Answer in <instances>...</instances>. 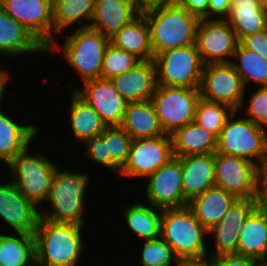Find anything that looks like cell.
<instances>
[{
    "label": "cell",
    "instance_id": "d590c367",
    "mask_svg": "<svg viewBox=\"0 0 267 266\" xmlns=\"http://www.w3.org/2000/svg\"><path fill=\"white\" fill-rule=\"evenodd\" d=\"M234 111L226 104L208 101L201 97L196 106L194 122L218 138Z\"/></svg>",
    "mask_w": 267,
    "mask_h": 266
},
{
    "label": "cell",
    "instance_id": "b9f144b4",
    "mask_svg": "<svg viewBox=\"0 0 267 266\" xmlns=\"http://www.w3.org/2000/svg\"><path fill=\"white\" fill-rule=\"evenodd\" d=\"M212 266H257L258 260L238 254L211 257Z\"/></svg>",
    "mask_w": 267,
    "mask_h": 266
},
{
    "label": "cell",
    "instance_id": "44dd1931",
    "mask_svg": "<svg viewBox=\"0 0 267 266\" xmlns=\"http://www.w3.org/2000/svg\"><path fill=\"white\" fill-rule=\"evenodd\" d=\"M36 52L46 53L47 48L0 7V55L12 58Z\"/></svg>",
    "mask_w": 267,
    "mask_h": 266
},
{
    "label": "cell",
    "instance_id": "d6a6232c",
    "mask_svg": "<svg viewBox=\"0 0 267 266\" xmlns=\"http://www.w3.org/2000/svg\"><path fill=\"white\" fill-rule=\"evenodd\" d=\"M94 3L95 0H52L55 38L57 33L63 35V30L74 26L75 22L78 28H89ZM83 19L88 20V23H84Z\"/></svg>",
    "mask_w": 267,
    "mask_h": 266
},
{
    "label": "cell",
    "instance_id": "836d02e7",
    "mask_svg": "<svg viewBox=\"0 0 267 266\" xmlns=\"http://www.w3.org/2000/svg\"><path fill=\"white\" fill-rule=\"evenodd\" d=\"M235 60L230 63L241 76L245 88L254 82L259 87H267V60L258 53L244 48L240 43L233 54Z\"/></svg>",
    "mask_w": 267,
    "mask_h": 266
},
{
    "label": "cell",
    "instance_id": "f35d334b",
    "mask_svg": "<svg viewBox=\"0 0 267 266\" xmlns=\"http://www.w3.org/2000/svg\"><path fill=\"white\" fill-rule=\"evenodd\" d=\"M248 99L246 107V118L256 123L258 126L267 128V87H258Z\"/></svg>",
    "mask_w": 267,
    "mask_h": 266
},
{
    "label": "cell",
    "instance_id": "4dcf8cb0",
    "mask_svg": "<svg viewBox=\"0 0 267 266\" xmlns=\"http://www.w3.org/2000/svg\"><path fill=\"white\" fill-rule=\"evenodd\" d=\"M71 92L72 100L68 113H70L72 136L78 144L83 143L87 138L101 134L107 126L94 108L90 107L73 90Z\"/></svg>",
    "mask_w": 267,
    "mask_h": 266
},
{
    "label": "cell",
    "instance_id": "83f0119b",
    "mask_svg": "<svg viewBox=\"0 0 267 266\" xmlns=\"http://www.w3.org/2000/svg\"><path fill=\"white\" fill-rule=\"evenodd\" d=\"M110 43L134 55L140 61L154 59L148 23L142 13L113 35L110 38Z\"/></svg>",
    "mask_w": 267,
    "mask_h": 266
},
{
    "label": "cell",
    "instance_id": "7402d4cb",
    "mask_svg": "<svg viewBox=\"0 0 267 266\" xmlns=\"http://www.w3.org/2000/svg\"><path fill=\"white\" fill-rule=\"evenodd\" d=\"M183 197L189 202L215 185L214 153L181 157Z\"/></svg>",
    "mask_w": 267,
    "mask_h": 266
},
{
    "label": "cell",
    "instance_id": "816d5d0a",
    "mask_svg": "<svg viewBox=\"0 0 267 266\" xmlns=\"http://www.w3.org/2000/svg\"><path fill=\"white\" fill-rule=\"evenodd\" d=\"M257 266H267V259L259 261Z\"/></svg>",
    "mask_w": 267,
    "mask_h": 266
},
{
    "label": "cell",
    "instance_id": "e575fe53",
    "mask_svg": "<svg viewBox=\"0 0 267 266\" xmlns=\"http://www.w3.org/2000/svg\"><path fill=\"white\" fill-rule=\"evenodd\" d=\"M103 140L107 149V168L113 173H119L130 152L132 138L121 126L106 127Z\"/></svg>",
    "mask_w": 267,
    "mask_h": 266
},
{
    "label": "cell",
    "instance_id": "9c48e42d",
    "mask_svg": "<svg viewBox=\"0 0 267 266\" xmlns=\"http://www.w3.org/2000/svg\"><path fill=\"white\" fill-rule=\"evenodd\" d=\"M200 98L199 88L156 85L151 101L165 134L171 135L194 122Z\"/></svg>",
    "mask_w": 267,
    "mask_h": 266
},
{
    "label": "cell",
    "instance_id": "ab89813d",
    "mask_svg": "<svg viewBox=\"0 0 267 266\" xmlns=\"http://www.w3.org/2000/svg\"><path fill=\"white\" fill-rule=\"evenodd\" d=\"M81 144L86 147L84 157H87L89 160L107 169V149L106 142L103 140V132L99 135L87 138Z\"/></svg>",
    "mask_w": 267,
    "mask_h": 266
},
{
    "label": "cell",
    "instance_id": "7a4b0ae2",
    "mask_svg": "<svg viewBox=\"0 0 267 266\" xmlns=\"http://www.w3.org/2000/svg\"><path fill=\"white\" fill-rule=\"evenodd\" d=\"M82 228L39 217L33 233L36 266H77L85 250Z\"/></svg>",
    "mask_w": 267,
    "mask_h": 266
},
{
    "label": "cell",
    "instance_id": "603a6c76",
    "mask_svg": "<svg viewBox=\"0 0 267 266\" xmlns=\"http://www.w3.org/2000/svg\"><path fill=\"white\" fill-rule=\"evenodd\" d=\"M236 199L233 194L214 185L191 199L187 207L201 225L209 231L222 220Z\"/></svg>",
    "mask_w": 267,
    "mask_h": 266
},
{
    "label": "cell",
    "instance_id": "ffe728a7",
    "mask_svg": "<svg viewBox=\"0 0 267 266\" xmlns=\"http://www.w3.org/2000/svg\"><path fill=\"white\" fill-rule=\"evenodd\" d=\"M110 80L128 103L149 100L157 85L154 61H141L128 72Z\"/></svg>",
    "mask_w": 267,
    "mask_h": 266
},
{
    "label": "cell",
    "instance_id": "f907efd6",
    "mask_svg": "<svg viewBox=\"0 0 267 266\" xmlns=\"http://www.w3.org/2000/svg\"><path fill=\"white\" fill-rule=\"evenodd\" d=\"M5 91H6L5 88H2V89L0 90V106L4 104V103L1 102V101H3V97H4V94H5V93H4Z\"/></svg>",
    "mask_w": 267,
    "mask_h": 266
},
{
    "label": "cell",
    "instance_id": "d6986e66",
    "mask_svg": "<svg viewBox=\"0 0 267 266\" xmlns=\"http://www.w3.org/2000/svg\"><path fill=\"white\" fill-rule=\"evenodd\" d=\"M140 13L136 0H95L89 28L110 39Z\"/></svg>",
    "mask_w": 267,
    "mask_h": 266
},
{
    "label": "cell",
    "instance_id": "681fc988",
    "mask_svg": "<svg viewBox=\"0 0 267 266\" xmlns=\"http://www.w3.org/2000/svg\"><path fill=\"white\" fill-rule=\"evenodd\" d=\"M258 207L264 212L267 217V192H259Z\"/></svg>",
    "mask_w": 267,
    "mask_h": 266
},
{
    "label": "cell",
    "instance_id": "52a82bcc",
    "mask_svg": "<svg viewBox=\"0 0 267 266\" xmlns=\"http://www.w3.org/2000/svg\"><path fill=\"white\" fill-rule=\"evenodd\" d=\"M237 113L234 111L222 128L216 152L244 158L261 168L267 160L266 129L246 117H236Z\"/></svg>",
    "mask_w": 267,
    "mask_h": 266
},
{
    "label": "cell",
    "instance_id": "484cf974",
    "mask_svg": "<svg viewBox=\"0 0 267 266\" xmlns=\"http://www.w3.org/2000/svg\"><path fill=\"white\" fill-rule=\"evenodd\" d=\"M121 127L132 140L166 135L151 99L128 103Z\"/></svg>",
    "mask_w": 267,
    "mask_h": 266
},
{
    "label": "cell",
    "instance_id": "8fae6325",
    "mask_svg": "<svg viewBox=\"0 0 267 266\" xmlns=\"http://www.w3.org/2000/svg\"><path fill=\"white\" fill-rule=\"evenodd\" d=\"M199 90L203 99L226 104L235 111L246 105L247 89L230 62L204 65Z\"/></svg>",
    "mask_w": 267,
    "mask_h": 266
},
{
    "label": "cell",
    "instance_id": "4fadbf2b",
    "mask_svg": "<svg viewBox=\"0 0 267 266\" xmlns=\"http://www.w3.org/2000/svg\"><path fill=\"white\" fill-rule=\"evenodd\" d=\"M238 43L226 19H200L196 46L204 65L231 62Z\"/></svg>",
    "mask_w": 267,
    "mask_h": 266
},
{
    "label": "cell",
    "instance_id": "6da1fadb",
    "mask_svg": "<svg viewBox=\"0 0 267 266\" xmlns=\"http://www.w3.org/2000/svg\"><path fill=\"white\" fill-rule=\"evenodd\" d=\"M141 13L148 23L154 57L166 50L196 44L200 18L179 3L153 5Z\"/></svg>",
    "mask_w": 267,
    "mask_h": 266
},
{
    "label": "cell",
    "instance_id": "8992f818",
    "mask_svg": "<svg viewBox=\"0 0 267 266\" xmlns=\"http://www.w3.org/2000/svg\"><path fill=\"white\" fill-rule=\"evenodd\" d=\"M29 147L18 153L6 166L10 171L9 179L39 209L51 188L57 165Z\"/></svg>",
    "mask_w": 267,
    "mask_h": 266
},
{
    "label": "cell",
    "instance_id": "74e56055",
    "mask_svg": "<svg viewBox=\"0 0 267 266\" xmlns=\"http://www.w3.org/2000/svg\"><path fill=\"white\" fill-rule=\"evenodd\" d=\"M142 247L141 256L137 258L141 266H173L177 261L172 248L161 237L144 240Z\"/></svg>",
    "mask_w": 267,
    "mask_h": 266
},
{
    "label": "cell",
    "instance_id": "d4e9b609",
    "mask_svg": "<svg viewBox=\"0 0 267 266\" xmlns=\"http://www.w3.org/2000/svg\"><path fill=\"white\" fill-rule=\"evenodd\" d=\"M0 106V160L6 165L25 150L38 134L36 124L21 125L3 112Z\"/></svg>",
    "mask_w": 267,
    "mask_h": 266
},
{
    "label": "cell",
    "instance_id": "f5cc1de1",
    "mask_svg": "<svg viewBox=\"0 0 267 266\" xmlns=\"http://www.w3.org/2000/svg\"><path fill=\"white\" fill-rule=\"evenodd\" d=\"M263 3H264V5H265V7L267 9V0H263Z\"/></svg>",
    "mask_w": 267,
    "mask_h": 266
},
{
    "label": "cell",
    "instance_id": "7c38bea8",
    "mask_svg": "<svg viewBox=\"0 0 267 266\" xmlns=\"http://www.w3.org/2000/svg\"><path fill=\"white\" fill-rule=\"evenodd\" d=\"M172 157L174 156L171 135L134 139L119 175L130 179H146Z\"/></svg>",
    "mask_w": 267,
    "mask_h": 266
},
{
    "label": "cell",
    "instance_id": "ac0fdd59",
    "mask_svg": "<svg viewBox=\"0 0 267 266\" xmlns=\"http://www.w3.org/2000/svg\"><path fill=\"white\" fill-rule=\"evenodd\" d=\"M39 209L28 201L10 180L0 182V218L11 232L33 234L39 220Z\"/></svg>",
    "mask_w": 267,
    "mask_h": 266
},
{
    "label": "cell",
    "instance_id": "bcb514c9",
    "mask_svg": "<svg viewBox=\"0 0 267 266\" xmlns=\"http://www.w3.org/2000/svg\"><path fill=\"white\" fill-rule=\"evenodd\" d=\"M136 1L141 10L153 5L178 3V0H136Z\"/></svg>",
    "mask_w": 267,
    "mask_h": 266
},
{
    "label": "cell",
    "instance_id": "30bf717a",
    "mask_svg": "<svg viewBox=\"0 0 267 266\" xmlns=\"http://www.w3.org/2000/svg\"><path fill=\"white\" fill-rule=\"evenodd\" d=\"M215 186L236 198H258L261 168L241 157L214 153Z\"/></svg>",
    "mask_w": 267,
    "mask_h": 266
},
{
    "label": "cell",
    "instance_id": "e0dca14e",
    "mask_svg": "<svg viewBox=\"0 0 267 266\" xmlns=\"http://www.w3.org/2000/svg\"><path fill=\"white\" fill-rule=\"evenodd\" d=\"M258 206V198H237L222 220L208 231L214 238L210 257L224 254H236L239 245V232L251 212ZM212 252V253H211Z\"/></svg>",
    "mask_w": 267,
    "mask_h": 266
},
{
    "label": "cell",
    "instance_id": "f1b7e54d",
    "mask_svg": "<svg viewBox=\"0 0 267 266\" xmlns=\"http://www.w3.org/2000/svg\"><path fill=\"white\" fill-rule=\"evenodd\" d=\"M171 138L174 157L215 153L217 149V137L195 122L177 129Z\"/></svg>",
    "mask_w": 267,
    "mask_h": 266
},
{
    "label": "cell",
    "instance_id": "2e32d148",
    "mask_svg": "<svg viewBox=\"0 0 267 266\" xmlns=\"http://www.w3.org/2000/svg\"><path fill=\"white\" fill-rule=\"evenodd\" d=\"M84 84V85H83ZM73 91L101 116L107 127L121 126L128 102L119 94L110 79L97 78L82 83Z\"/></svg>",
    "mask_w": 267,
    "mask_h": 266
},
{
    "label": "cell",
    "instance_id": "9a60e30c",
    "mask_svg": "<svg viewBox=\"0 0 267 266\" xmlns=\"http://www.w3.org/2000/svg\"><path fill=\"white\" fill-rule=\"evenodd\" d=\"M0 7L46 48L55 40L52 0H0Z\"/></svg>",
    "mask_w": 267,
    "mask_h": 266
},
{
    "label": "cell",
    "instance_id": "7dc6e473",
    "mask_svg": "<svg viewBox=\"0 0 267 266\" xmlns=\"http://www.w3.org/2000/svg\"><path fill=\"white\" fill-rule=\"evenodd\" d=\"M2 55H0V85L3 87V88H7V83H9V81L11 80V75L9 74V71L8 69H5L4 67L2 68V65H1V59H4ZM2 68V69H1ZM5 69V70H4Z\"/></svg>",
    "mask_w": 267,
    "mask_h": 266
},
{
    "label": "cell",
    "instance_id": "277c9868",
    "mask_svg": "<svg viewBox=\"0 0 267 266\" xmlns=\"http://www.w3.org/2000/svg\"><path fill=\"white\" fill-rule=\"evenodd\" d=\"M65 37L63 46L55 39L47 47V53L61 52L69 66L76 70L82 83L101 78L103 56L110 39L91 28H77Z\"/></svg>",
    "mask_w": 267,
    "mask_h": 266
},
{
    "label": "cell",
    "instance_id": "ee69618b",
    "mask_svg": "<svg viewBox=\"0 0 267 266\" xmlns=\"http://www.w3.org/2000/svg\"><path fill=\"white\" fill-rule=\"evenodd\" d=\"M178 3L200 19H208V0H178Z\"/></svg>",
    "mask_w": 267,
    "mask_h": 266
},
{
    "label": "cell",
    "instance_id": "ba28073f",
    "mask_svg": "<svg viewBox=\"0 0 267 266\" xmlns=\"http://www.w3.org/2000/svg\"><path fill=\"white\" fill-rule=\"evenodd\" d=\"M156 83L170 87L199 88L204 64L196 44L166 50L153 59Z\"/></svg>",
    "mask_w": 267,
    "mask_h": 266
},
{
    "label": "cell",
    "instance_id": "1f68e13d",
    "mask_svg": "<svg viewBox=\"0 0 267 266\" xmlns=\"http://www.w3.org/2000/svg\"><path fill=\"white\" fill-rule=\"evenodd\" d=\"M2 232L0 233V266H36L34 235Z\"/></svg>",
    "mask_w": 267,
    "mask_h": 266
},
{
    "label": "cell",
    "instance_id": "3957f363",
    "mask_svg": "<svg viewBox=\"0 0 267 266\" xmlns=\"http://www.w3.org/2000/svg\"><path fill=\"white\" fill-rule=\"evenodd\" d=\"M89 173L61 170L56 167L54 180L44 202L50 203L51 212L39 209L41 218L56 223H71L84 226L86 222L85 192Z\"/></svg>",
    "mask_w": 267,
    "mask_h": 266
},
{
    "label": "cell",
    "instance_id": "60d3db41",
    "mask_svg": "<svg viewBox=\"0 0 267 266\" xmlns=\"http://www.w3.org/2000/svg\"><path fill=\"white\" fill-rule=\"evenodd\" d=\"M239 43L246 49L258 53L267 60V28L263 31L243 37Z\"/></svg>",
    "mask_w": 267,
    "mask_h": 266
},
{
    "label": "cell",
    "instance_id": "c3c4849f",
    "mask_svg": "<svg viewBox=\"0 0 267 266\" xmlns=\"http://www.w3.org/2000/svg\"><path fill=\"white\" fill-rule=\"evenodd\" d=\"M259 192H267V160L261 166V180Z\"/></svg>",
    "mask_w": 267,
    "mask_h": 266
},
{
    "label": "cell",
    "instance_id": "cb8c5ba5",
    "mask_svg": "<svg viewBox=\"0 0 267 266\" xmlns=\"http://www.w3.org/2000/svg\"><path fill=\"white\" fill-rule=\"evenodd\" d=\"M226 20L240 41L267 28V9L263 0H231Z\"/></svg>",
    "mask_w": 267,
    "mask_h": 266
},
{
    "label": "cell",
    "instance_id": "f546056e",
    "mask_svg": "<svg viewBox=\"0 0 267 266\" xmlns=\"http://www.w3.org/2000/svg\"><path fill=\"white\" fill-rule=\"evenodd\" d=\"M122 217L136 237L144 240H151L160 237L162 210L146 202H134L124 207Z\"/></svg>",
    "mask_w": 267,
    "mask_h": 266
},
{
    "label": "cell",
    "instance_id": "4316f807",
    "mask_svg": "<svg viewBox=\"0 0 267 266\" xmlns=\"http://www.w3.org/2000/svg\"><path fill=\"white\" fill-rule=\"evenodd\" d=\"M236 254L258 261L267 259V217L258 206L247 217L239 232Z\"/></svg>",
    "mask_w": 267,
    "mask_h": 266
},
{
    "label": "cell",
    "instance_id": "f6af8a7d",
    "mask_svg": "<svg viewBox=\"0 0 267 266\" xmlns=\"http://www.w3.org/2000/svg\"><path fill=\"white\" fill-rule=\"evenodd\" d=\"M176 266H212L210 256H203L198 258H180L177 259Z\"/></svg>",
    "mask_w": 267,
    "mask_h": 266
},
{
    "label": "cell",
    "instance_id": "5bb4252c",
    "mask_svg": "<svg viewBox=\"0 0 267 266\" xmlns=\"http://www.w3.org/2000/svg\"><path fill=\"white\" fill-rule=\"evenodd\" d=\"M148 180V181H147ZM145 196L149 205L160 209L183 208L181 157H172L146 179Z\"/></svg>",
    "mask_w": 267,
    "mask_h": 266
},
{
    "label": "cell",
    "instance_id": "5b68a950",
    "mask_svg": "<svg viewBox=\"0 0 267 266\" xmlns=\"http://www.w3.org/2000/svg\"><path fill=\"white\" fill-rule=\"evenodd\" d=\"M207 235L208 231L187 206L162 210L160 237L177 259L208 256Z\"/></svg>",
    "mask_w": 267,
    "mask_h": 266
},
{
    "label": "cell",
    "instance_id": "8d00e7d4",
    "mask_svg": "<svg viewBox=\"0 0 267 266\" xmlns=\"http://www.w3.org/2000/svg\"><path fill=\"white\" fill-rule=\"evenodd\" d=\"M139 62L137 57L109 43L103 56L101 78L111 79L134 68Z\"/></svg>",
    "mask_w": 267,
    "mask_h": 266
},
{
    "label": "cell",
    "instance_id": "7bdbcfd3",
    "mask_svg": "<svg viewBox=\"0 0 267 266\" xmlns=\"http://www.w3.org/2000/svg\"><path fill=\"white\" fill-rule=\"evenodd\" d=\"M230 4L231 0H208V19H226L230 13Z\"/></svg>",
    "mask_w": 267,
    "mask_h": 266
}]
</instances>
